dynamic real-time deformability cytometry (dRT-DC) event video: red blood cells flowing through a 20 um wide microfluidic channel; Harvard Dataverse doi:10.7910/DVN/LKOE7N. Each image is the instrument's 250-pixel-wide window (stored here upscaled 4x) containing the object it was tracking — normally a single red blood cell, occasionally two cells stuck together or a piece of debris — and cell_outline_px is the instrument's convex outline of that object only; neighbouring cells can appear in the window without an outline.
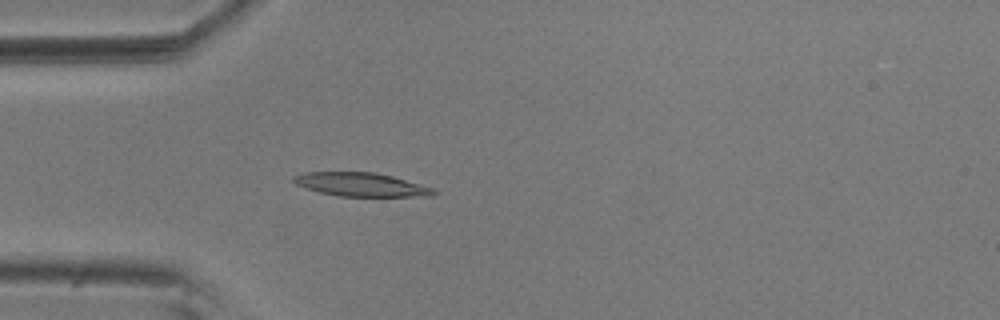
{"species": "common noctule bat (a hibernating species)", "species_latin": "Nyctalus noctula", "temperature_condition": "room temperature", "stored_images_in_passage": 54, "camera_frame_rate_fps": 3000, "um_per_image_px": 0.085, "animal": {"sex": "male", "body_mass_g": 20.5, "forearm_length_mm": 52.5}, "frame": {"image": 1, "passage_image": 15, "time_ms": 4.667, "image_size_px": [1000, 320], "cell_outline_px": [[440, 192], [432, 196], [340, 196], [320, 192], [296, 184], [292, 180], [292, 176], [304, 172], [376, 172], [392, 176], [436, 188]], "centroid_in_image_um": [30.75, 15.68], "position_along_channel_um": 54.2, "area_um2": 19.36}}
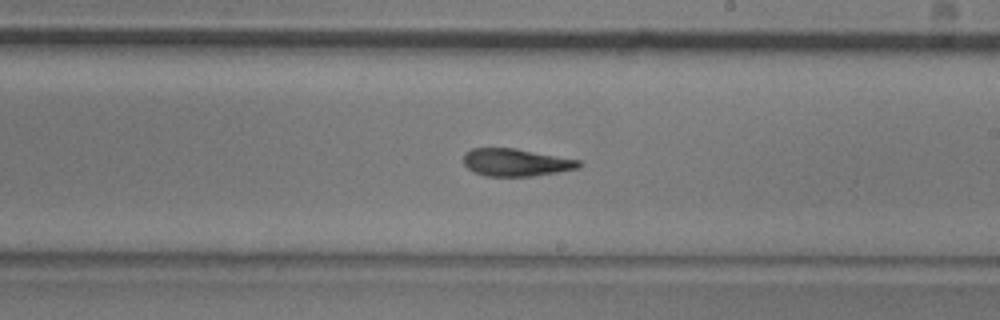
{"frame": {"image": 2, "passage_image": 31, "time_ms": 10.0, "image_size_px": [1000, 320], "cell_outline_px": [[580, 168], [532, 176], [484, 176], [468, 168], [464, 164], [464, 152], [472, 148], [516, 148], [580, 160]], "centroid_in_image_um": [43.84, 13.8], "position_along_channel_um": 245.2, "area_um2": 18.44}}
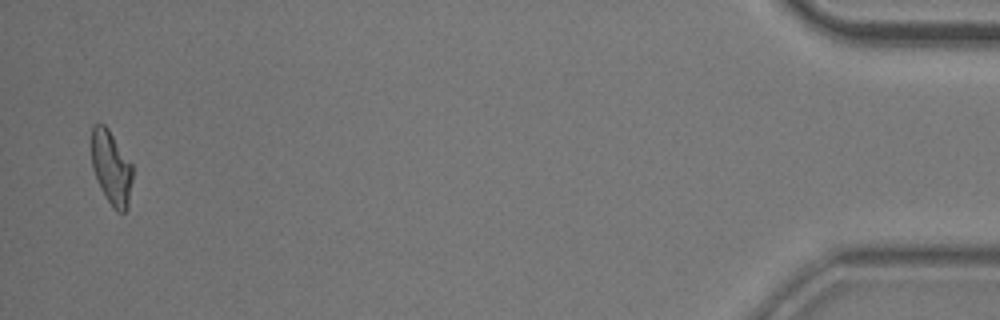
{"frame": {"image": 3, "passage_image": 53, "time_ms": 17.333, "image_size_px": [1000, 320], "cell_outline_px": [[132, 180], [128, 208], [124, 212], [116, 212], [112, 208], [104, 196], [100, 188], [92, 168], [92, 124], [104, 124], [108, 128], [132, 164]], "centroid_in_image_um": [9.46, 14.29], "position_along_channel_um": 425.7, "area_um2": 17.8}, "authors_computed_cell_mechanics": {"area_um2": 18.8428, "velocity_mm_per_s": 3.6707, "shape_relaxation_time_tau1_ms": 5.6684, "shape_relaxation_time_tau2_ms": 3.9697, "deformation_change_tau1": 0.1749, "deformation_change_tau2": 0.1014}}